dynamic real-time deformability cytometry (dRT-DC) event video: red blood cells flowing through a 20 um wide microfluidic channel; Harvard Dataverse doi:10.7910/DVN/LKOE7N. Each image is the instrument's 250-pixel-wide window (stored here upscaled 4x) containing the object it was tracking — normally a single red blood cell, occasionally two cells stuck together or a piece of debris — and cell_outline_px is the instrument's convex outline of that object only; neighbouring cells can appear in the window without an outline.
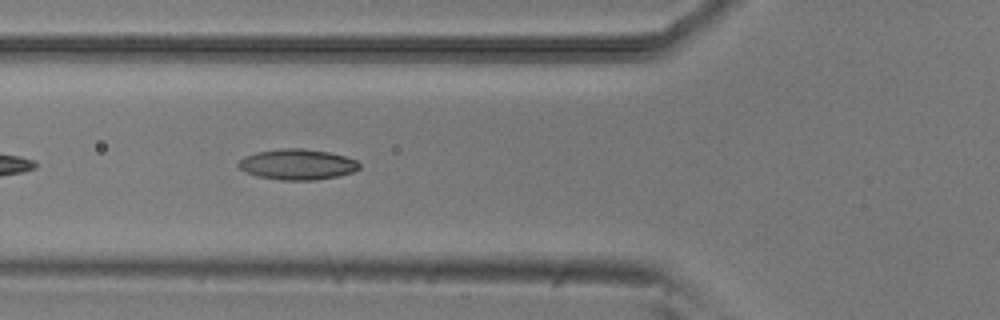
{"species": "common noctule bat (a hibernating species)", "species_latin": "Nyctalus noctula", "temperature_condition": "room temperature", "stored_images_in_passage": 14, "camera_frame_rate_fps": 3000, "um_per_image_px": 0.085, "animal": {"sex": "male", "body_mass_g": 20.5, "forearm_length_mm": 52.5}, "frame": {"image": 1, "passage_image": 5, "time_ms": 1.333, "image_size_px": [1000, 320], "cell_outline_px": [[360, 168], [352, 172], [336, 176], [312, 180], [280, 180], [260, 176], [248, 172], [240, 168], [236, 164], [244, 156], [256, 152], [280, 148], [304, 148], [328, 152], [344, 156], [356, 160], [360, 164]], "centroid_in_image_um": [25.27, 13.96], "position_along_channel_um": 100.5, "area_um2": 21.39}}
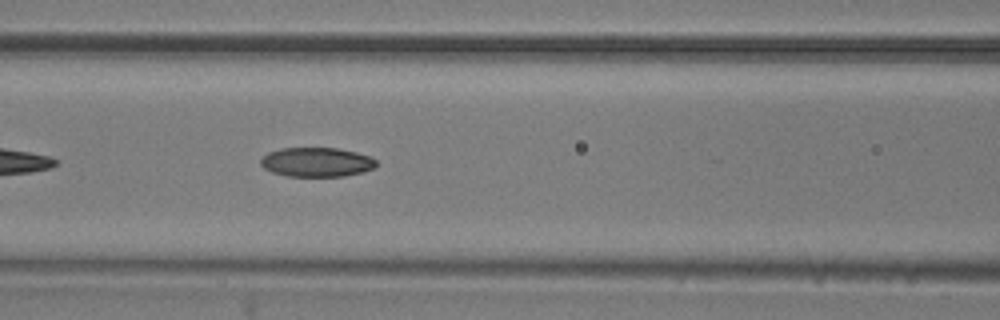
{"frame": {"image": 2, "passage_image": 8, "time_ms": 2.333, "image_size_px": [1000, 320], "cell_outline_px": [[376, 168], [364, 172], [344, 176], [288, 176], [272, 172], [264, 168], [260, 164], [260, 160], [268, 152], [280, 148], [336, 148], [356, 152], [372, 156], [376, 160]], "centroid_in_image_um": [26.94, 13.78], "position_along_channel_um": 139.7, "area_um2": 19.88}}
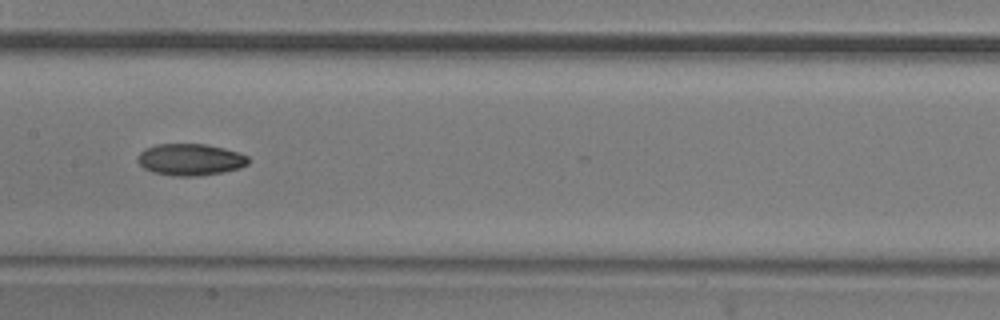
{"frame": {"image": 3, "passage_image": 12, "time_ms": 3.667, "image_size_px": [1000, 320], "cell_outline_px": [[248, 164], [240, 168], [200, 176], [176, 176], [152, 172], [144, 168], [136, 160], [140, 152], [144, 148], [156, 144], [204, 144], [224, 148], [248, 156]], "centroid_in_image_um": [16.14, 13.56], "position_along_channel_um": 191.3, "area_um2": 20.4}}